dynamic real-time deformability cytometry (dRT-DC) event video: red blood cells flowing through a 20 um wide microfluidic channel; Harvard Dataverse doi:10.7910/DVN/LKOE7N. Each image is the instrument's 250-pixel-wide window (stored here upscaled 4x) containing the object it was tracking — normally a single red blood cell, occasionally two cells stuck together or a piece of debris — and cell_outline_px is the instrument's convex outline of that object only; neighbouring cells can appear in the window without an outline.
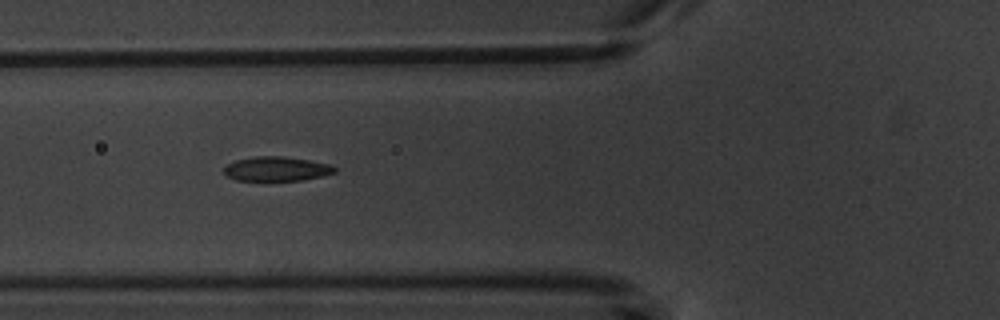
{"species": "common noctule bat (a hibernating species)", "species_latin": "Nyctalus noctula", "temperature_condition": "warm", "stored_images_in_passage": 6, "camera_frame_rate_fps": 3000, "um_per_image_px": 0.085, "animal": {"sex": "male", "body_mass_g": 20.1, "forearm_length_mm": 53.5}, "frame": {"image": 1, "passage_image": 3, "time_ms": 3.0, "image_size_px": [1000, 320], "cell_outline_px": [[336, 172], [304, 180], [236, 180], [228, 176], [224, 172], [224, 168], [228, 164], [236, 160], [256, 156], [280, 156], [308, 160], [332, 164], [336, 168]], "centroid_in_image_um": [23.53, 14.35], "position_along_channel_um": 102.3, "area_um2": 15.55}}
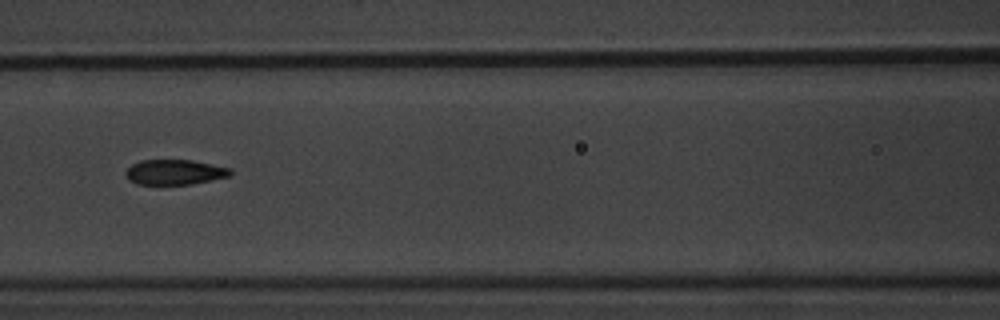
{"frame": {"image": 2, "passage_image": 4, "time_ms": 4.333, "image_size_px": [1000, 320], "cell_outline_px": [[232, 172], [228, 176], [188, 184], [136, 184], [128, 180], [124, 172], [132, 164], [140, 160], [192, 160], [232, 168]], "centroid_in_image_um": [14.8, 14.62], "position_along_channel_um": 151.8, "area_um2": 15.2}}